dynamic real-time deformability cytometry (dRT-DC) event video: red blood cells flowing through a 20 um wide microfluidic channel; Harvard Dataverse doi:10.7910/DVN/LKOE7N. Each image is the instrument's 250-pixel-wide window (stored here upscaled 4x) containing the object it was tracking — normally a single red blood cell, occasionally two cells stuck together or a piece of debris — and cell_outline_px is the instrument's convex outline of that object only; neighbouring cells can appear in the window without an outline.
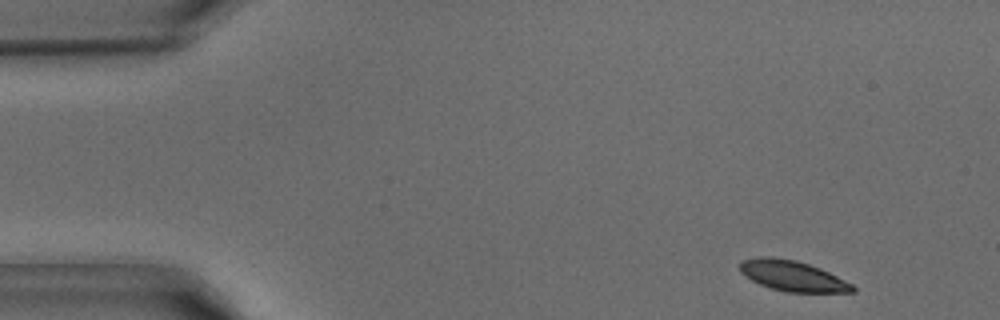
{"species": "common noctule bat (a hibernating species)", "species_latin": "Nyctalus noctula", "temperature_condition": "warm", "stored_images_in_passage": 40, "camera_frame_rate_fps": 3000, "um_per_image_px": 0.085, "animal": {"sex": "male", "body_mass_g": 15.6}, "frame": {"image": 1, "passage_image": 2, "time_ms": 0.333, "image_size_px": [1000, 320], "cell_outline_px": [[856, 292], [788, 292], [772, 288], [760, 284], [752, 280], [740, 272], [740, 260], [756, 256], [772, 256], [796, 260], [820, 268], [852, 284], [856, 288]], "centroid_in_image_um": [67.34, 23.43], "position_along_channel_um": 17.7, "area_um2": 20.0}}
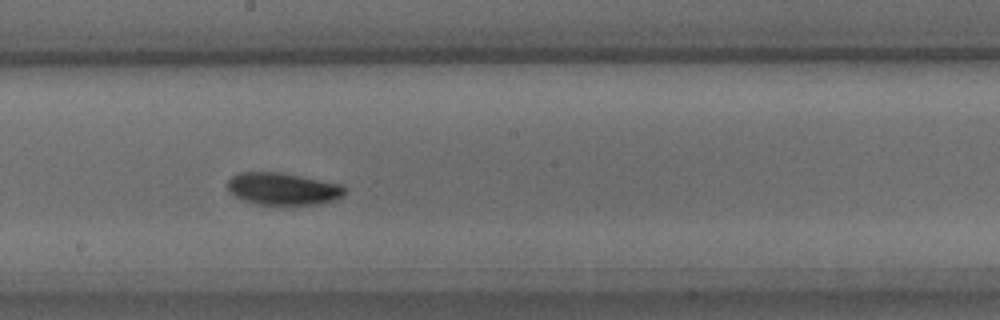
{"frame": {"image": 2, "passage_image": 21, "time_ms": 6.667, "image_size_px": [1000, 320], "cell_outline_px": [[344, 192], [340, 196], [332, 200], [320, 204], [260, 204], [244, 200], [236, 196], [228, 188], [228, 180], [232, 176], [240, 172], [280, 172], [344, 184]], "centroid_in_image_um": [24.06, 16.03], "position_along_channel_um": 224.1, "area_um2": 21.68}}
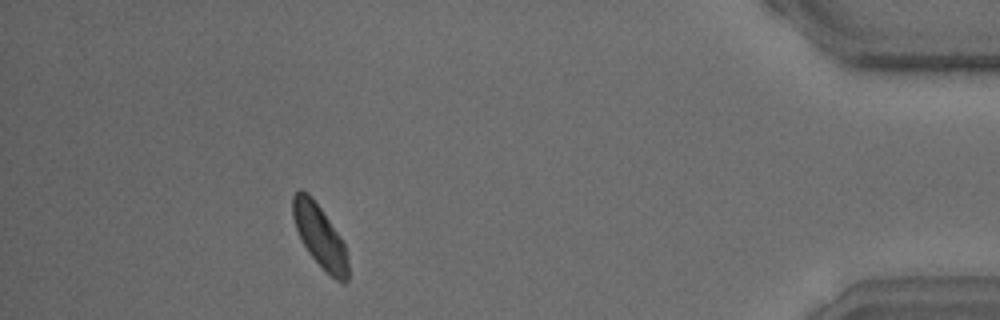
{"frame": {"image": 3, "passage_image": 36, "time_ms": 11.667, "image_size_px": [1000, 320], "cell_outline_px": [[348, 280], [344, 284], [336, 280], [324, 272], [308, 252], [296, 228], [292, 216], [292, 196], [300, 188], [308, 192], [312, 196], [340, 236], [344, 244], [348, 256]], "centroid_in_image_um": [27.19, 20.09], "position_along_channel_um": 408.0, "area_um2": 20.35}}